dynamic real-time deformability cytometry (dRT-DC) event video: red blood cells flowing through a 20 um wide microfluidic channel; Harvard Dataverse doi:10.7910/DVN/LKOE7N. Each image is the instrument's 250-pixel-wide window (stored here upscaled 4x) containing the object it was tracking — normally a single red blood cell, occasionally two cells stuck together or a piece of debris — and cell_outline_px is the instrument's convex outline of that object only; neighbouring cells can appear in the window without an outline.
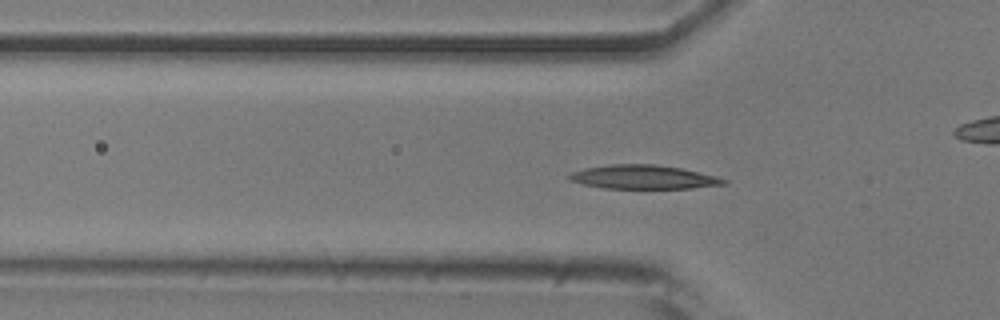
{"species": "common noctule bat (a hibernating species)", "species_latin": "Nyctalus noctula", "temperature_condition": "room temperature", "stored_images_in_passage": 52, "camera_frame_rate_fps": 3000, "um_per_image_px": 0.085, "animal": {"sex": "male", "body_mass_g": 20.5, "forearm_length_mm": 52.5}, "frame": {"image": 1, "passage_image": 16, "time_ms": 5.0, "image_size_px": [1000, 320], "cell_outline_px": [[728, 184], [692, 188], [600, 188], [568, 180], [568, 176], [572, 172], [584, 168], [612, 164], [656, 164], [680, 168], [716, 176], [728, 180]], "centroid_in_image_um": [54.69, 15.05], "position_along_channel_um": 71.1, "area_um2": 21.44}}
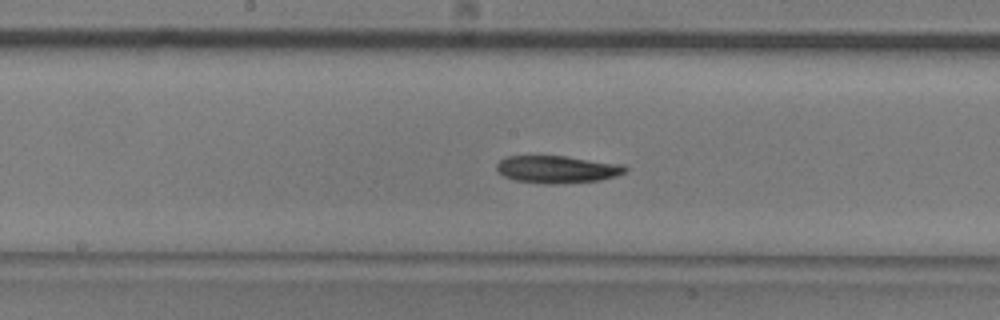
{"frame": {"image": 2, "passage_image": 26, "time_ms": 8.333, "image_size_px": [1000, 320], "cell_outline_px": [[628, 172], [616, 176], [600, 180], [556, 184], [544, 184], [512, 180], [496, 172], [496, 164], [500, 160], [508, 156], [564, 156], [624, 164], [628, 168]], "centroid_in_image_um": [47.36, 14.4], "position_along_channel_um": 200.8, "area_um2": 20.81}}
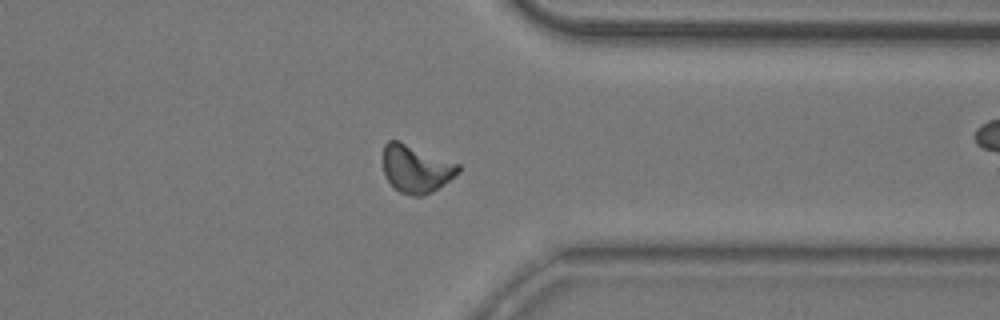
{"frame": {"image": 3, "passage_image": 40, "time_ms": 13.0, "image_size_px": [1000, 320], "cell_outline_px": [[460, 172], [456, 176], [432, 192], [424, 196], [412, 196], [400, 192], [388, 180], [384, 172], [384, 144], [388, 140], [396, 140], [460, 164]], "centroid_in_image_um": [35.39, 14.36], "position_along_channel_um": 376.0, "area_um2": 20.69}, "authors_computed_cell_mechanics": {"area_um2": 20.3167, "velocity_mm_per_s": 3.8672, "shape_relaxation_time_tau1_ms": 5.0925, "shape_relaxation_time_tau2_ms": null, "deformation_change_tau1": 0.1578, "deformation_change_tau2": null}}